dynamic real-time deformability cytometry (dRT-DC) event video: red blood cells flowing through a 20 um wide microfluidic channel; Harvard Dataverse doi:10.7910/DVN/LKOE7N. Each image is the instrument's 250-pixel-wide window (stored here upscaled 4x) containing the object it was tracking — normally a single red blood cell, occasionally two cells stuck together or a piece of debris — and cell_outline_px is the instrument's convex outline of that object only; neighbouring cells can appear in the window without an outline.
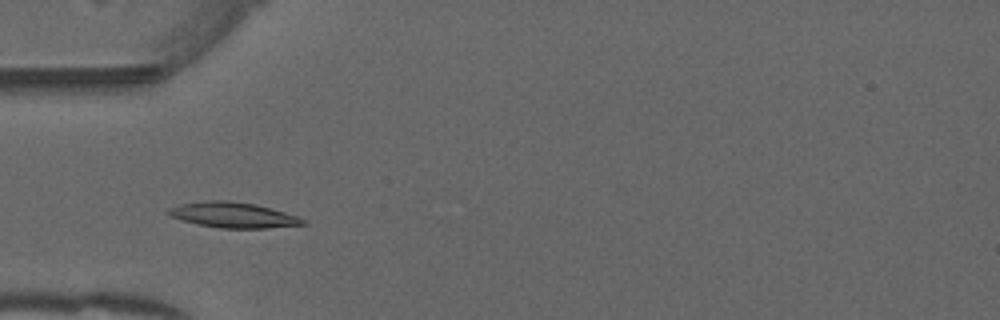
{"species": "common noctule bat (a hibernating species)", "species_latin": "Nyctalus noctula", "temperature_condition": "warm", "stored_images_in_passage": 45, "camera_frame_rate_fps": 3000, "um_per_image_px": 0.085, "animal": {"sex": "male", "forearm_length_mm": 52.5}, "frame": {"image": 1, "passage_image": 10, "time_ms": 3.0, "image_size_px": [1000, 320], "cell_outline_px": [[308, 224], [268, 228], [220, 228], [196, 224], [172, 216], [164, 212], [168, 208], [180, 204], [208, 200], [228, 200], [252, 204], [272, 208], [308, 220]], "centroid_in_image_um": [19.83, 18.28], "position_along_channel_um": 65.2, "area_um2": 19.94}}
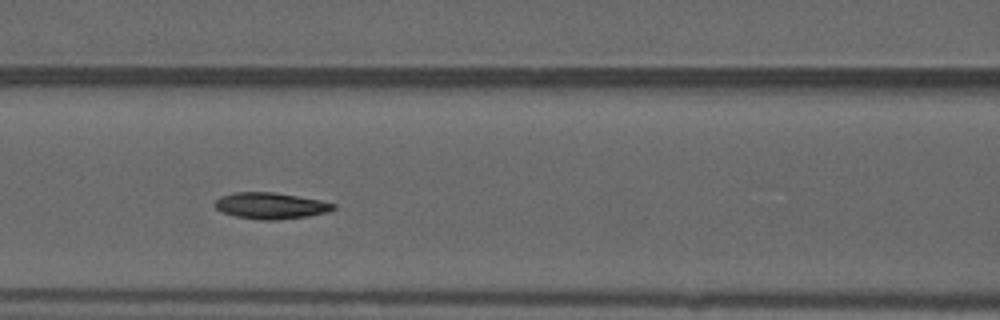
{"frame": {"image": 2, "passage_image": 16, "time_ms": 5.0, "image_size_px": [1000, 320], "cell_outline_px": [[336, 208], [328, 212], [308, 216], [272, 220], [260, 220], [236, 216], [220, 212], [212, 204], [220, 196], [236, 192], [272, 192], [320, 200], [336, 204]], "centroid_in_image_um": [22.98, 17.49], "position_along_channel_um": 143.6, "area_um2": 18.15}}
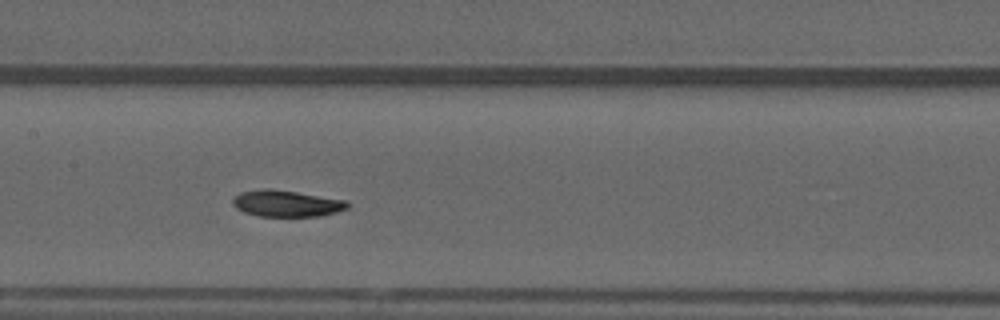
{"frame": {"image": 3, "passage_image": 19, "time_ms": 6.0, "image_size_px": [1000, 320], "cell_outline_px": [[348, 208], [336, 212], [320, 216], [260, 216], [244, 212], [236, 208], [232, 204], [232, 200], [240, 192], [260, 188], [272, 188], [348, 200]], "centroid_in_image_um": [24.35, 17.28], "position_along_channel_um": 183.1, "area_um2": 17.8}, "authors_computed_cell_mechanics": {"area_um2": 18.0336, "velocity_mm_per_s": 3.9469, "shape_relaxation_time_tau1_ms": 5.4544, "shape_relaxation_time_tau2_ms": null, "deformation_change_tau1": 0.167, "deformation_change_tau2": null}}